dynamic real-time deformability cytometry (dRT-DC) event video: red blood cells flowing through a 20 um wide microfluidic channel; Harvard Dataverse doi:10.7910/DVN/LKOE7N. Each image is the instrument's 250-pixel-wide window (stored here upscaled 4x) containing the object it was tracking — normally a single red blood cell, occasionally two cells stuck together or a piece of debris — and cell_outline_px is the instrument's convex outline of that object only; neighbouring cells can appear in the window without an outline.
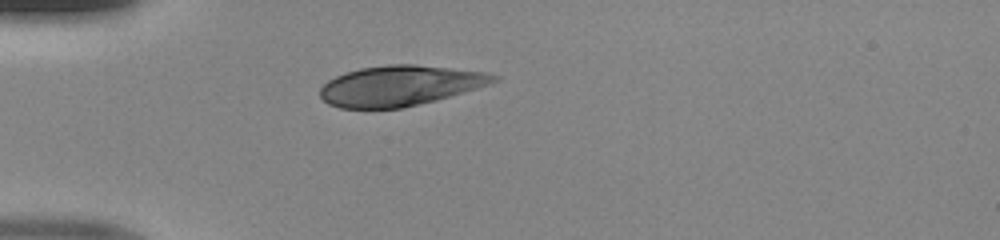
{"species": "human", "species_latin": "Homo sapiens", "temperature_condition": "room temperature", "stored_images_in_passage": 35, "camera_frame_rate_fps": 3000, "um_per_image_px": 0.085, "donor": {"sex": "male"}, "frame": {"image": 1, "passage_image": 1, "time_ms": 0.0, "image_size_px": [1000, 240], "cell_outline_px": [[500, 76], [496, 80], [488, 84], [476, 88], [436, 100], [400, 108], [340, 108], [328, 104], [320, 96], [320, 88], [328, 80], [344, 72], [360, 68], [388, 64], [416, 64], [484, 72]], "centroid_in_image_um": [33.94, 7.28], "position_along_channel_um": 51.1, "area_um2": 40.46}}
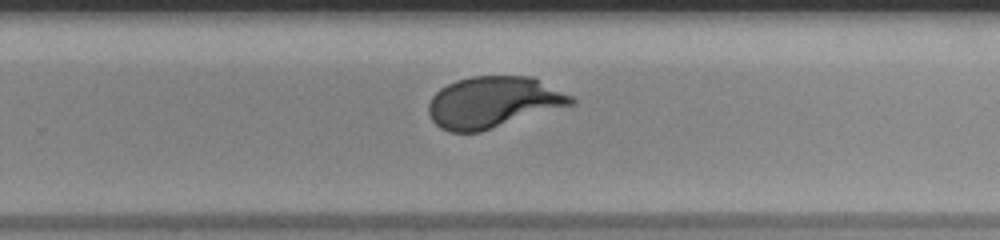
{"frame": {"image": 2, "passage_image": 19, "time_ms": 6.0, "image_size_px": [1000, 240], "cell_outline_px": [[576, 104], [480, 132], [448, 132], [440, 128], [432, 120], [428, 112], [428, 104], [432, 96], [440, 88], [456, 80], [472, 76], [532, 76], [572, 96], [576, 100]], "centroid_in_image_um": [41.93, 8.69], "position_along_channel_um": 287.9, "area_um2": 42.83}}
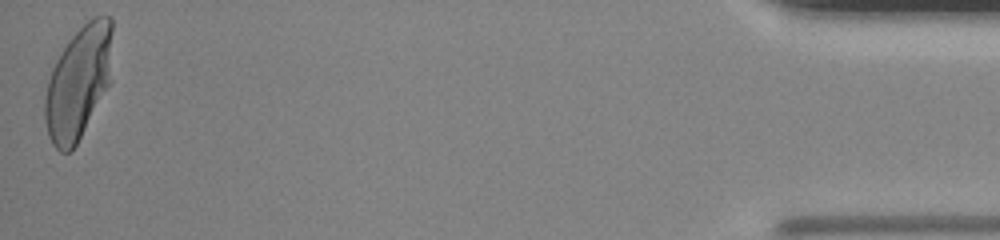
{"frame": {"image": 3, "passage_image": 35, "time_ms": 11.333, "image_size_px": [1000, 240], "cell_outline_px": [[112, 80], [72, 152], [60, 152], [52, 144], [48, 136], [44, 120], [44, 100], [48, 80], [52, 68], [60, 52], [68, 40], [92, 16], [108, 16], [112, 20]], "centroid_in_image_um": [6.67, 7.02], "position_along_channel_um": 428.5, "area_um2": 44.91}}